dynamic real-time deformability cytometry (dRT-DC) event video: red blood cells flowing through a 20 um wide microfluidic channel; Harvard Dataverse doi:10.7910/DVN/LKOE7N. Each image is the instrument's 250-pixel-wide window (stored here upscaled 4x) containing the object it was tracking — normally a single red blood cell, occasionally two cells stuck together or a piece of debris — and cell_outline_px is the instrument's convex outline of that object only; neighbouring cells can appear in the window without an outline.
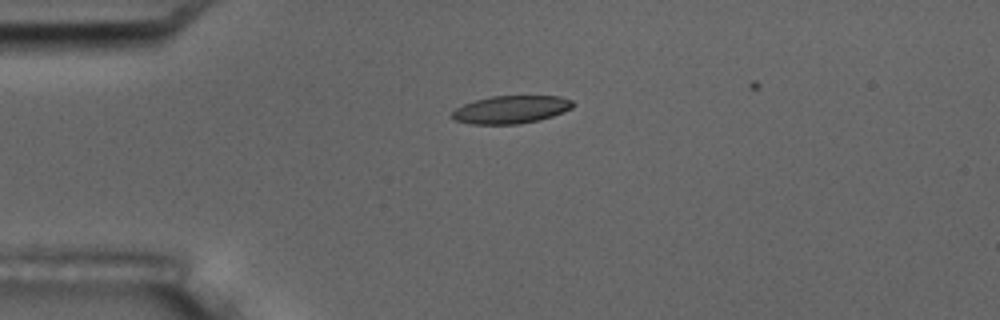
{"species": "common noctule bat (a hibernating species)", "species_latin": "Nyctalus noctula", "temperature_condition": "room temperature", "stored_images_in_passage": 6, "camera_frame_rate_fps": 3000, "um_per_image_px": 0.085, "animal": {"sex": "male", "body_mass_g": 17.5, "forearm_length_mm": 52.3}, "frame": {"image": 1, "passage_image": 6, "time_ms": 6.667, "image_size_px": [1000, 320], "cell_outline_px": [[576, 104], [572, 108], [564, 112], [540, 120], [520, 124], [472, 124], [456, 120], [452, 116], [452, 112], [456, 108], [464, 104], [476, 100], [492, 96], [560, 96], [572, 100]], "centroid_in_image_um": [43.49, 9.31], "position_along_channel_um": 41.5, "area_um2": 19.59}}